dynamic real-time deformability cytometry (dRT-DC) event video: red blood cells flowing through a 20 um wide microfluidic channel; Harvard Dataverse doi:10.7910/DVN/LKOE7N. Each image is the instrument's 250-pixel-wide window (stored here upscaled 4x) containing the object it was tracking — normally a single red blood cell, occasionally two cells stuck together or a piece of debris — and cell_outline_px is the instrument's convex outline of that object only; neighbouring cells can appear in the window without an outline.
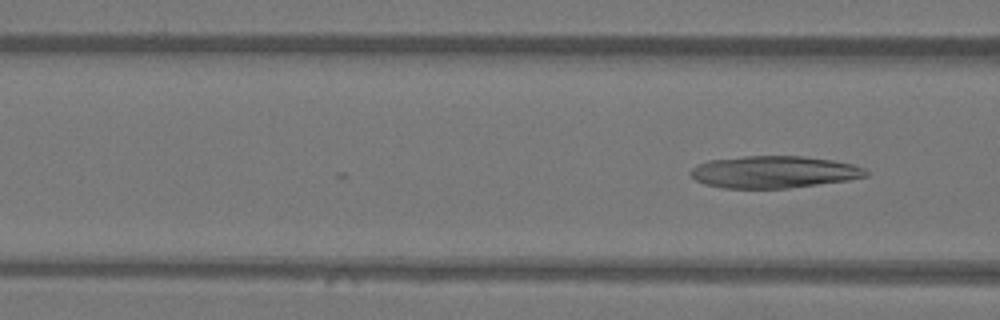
{"species": "Egyptian fruit bat (a non-hibernating species)", "species_latin": "Rousettus aegyptiacus", "temperature_condition": "warm", "stored_images_in_passage": 18, "camera_frame_rate_fps": 3000, "um_per_image_px": 0.085, "animal": {"sex": "female"}, "frame": {"image": 1, "passage_image": 18, "time_ms": 5.667, "image_size_px": [1000, 320], "cell_outline_px": [[868, 176], [848, 180], [788, 188], [724, 188], [704, 184], [696, 180], [688, 172], [696, 164], [708, 160], [744, 156], [804, 156], [832, 160], [852, 164], [864, 168], [868, 172]], "centroid_in_image_um": [65.75, 14.61], "position_along_channel_um": 100.8, "area_um2": 32.83}}